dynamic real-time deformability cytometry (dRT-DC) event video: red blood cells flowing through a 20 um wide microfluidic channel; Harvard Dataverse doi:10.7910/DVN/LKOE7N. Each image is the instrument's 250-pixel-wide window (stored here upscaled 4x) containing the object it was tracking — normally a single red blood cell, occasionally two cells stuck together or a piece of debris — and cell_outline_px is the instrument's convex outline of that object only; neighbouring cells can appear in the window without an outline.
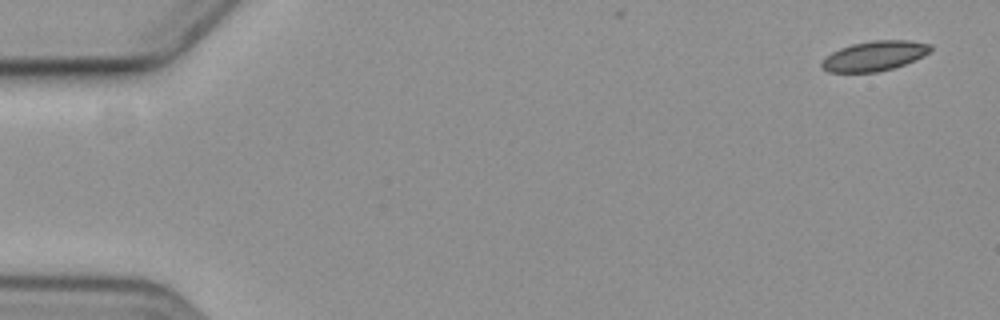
{"species": "common noctule bat (a hibernating species)", "species_latin": "Nyctalus noctula", "temperature_condition": "cold", "stored_images_in_passage": 5, "camera_frame_rate_fps": 3000, "um_per_image_px": 0.085, "animal": {"sex": "female", "body_mass_g": 19.3, "forearm_length_mm": 54.1}, "frame": {"image": 1, "passage_image": 1, "time_ms": 0.0, "image_size_px": [1000, 320], "cell_outline_px": [[932, 48], [924, 56], [916, 60], [892, 68], [876, 72], [828, 72], [820, 68], [820, 64], [832, 52], [840, 48], [852, 44], [872, 40], [908, 40], [932, 44]], "centroid_in_image_um": [74.34, 4.75], "position_along_channel_um": 10.7, "area_um2": 18.9}}
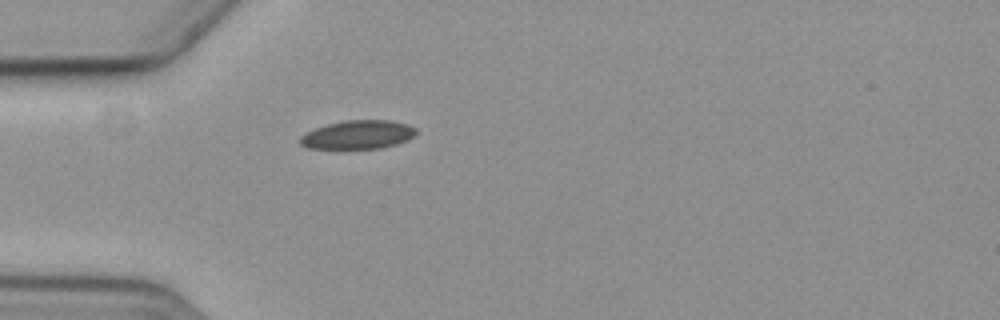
{"frame": {"image": 2, "passage_image": 5, "time_ms": 5.0, "image_size_px": [1000, 320], "cell_outline_px": [[416, 136], [408, 140], [396, 144], [380, 148], [336, 152], [304, 148], [300, 144], [300, 136], [304, 132], [328, 124], [344, 120], [392, 120], [408, 124], [416, 128]], "centroid_in_image_um": [30.35, 11.51], "position_along_channel_um": 54.6, "area_um2": 20.58}}